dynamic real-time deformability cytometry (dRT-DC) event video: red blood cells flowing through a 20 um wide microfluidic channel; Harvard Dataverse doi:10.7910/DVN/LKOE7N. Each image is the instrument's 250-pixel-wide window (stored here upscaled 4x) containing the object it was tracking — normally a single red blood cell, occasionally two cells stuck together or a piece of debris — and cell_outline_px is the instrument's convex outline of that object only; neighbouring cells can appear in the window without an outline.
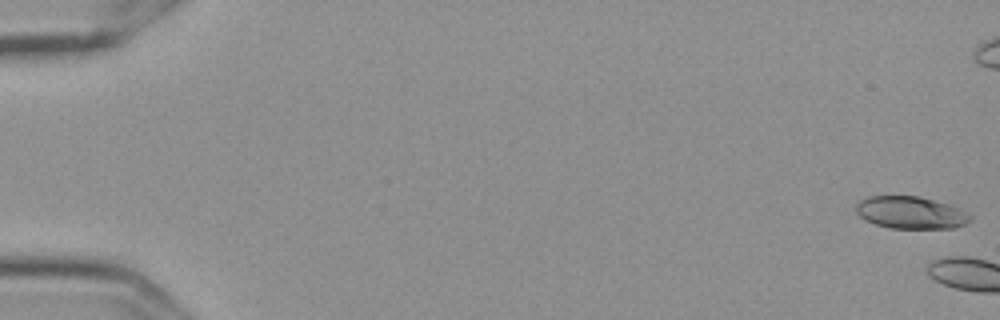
{"species": "Egyptian fruit bat (a non-hibernating species)", "species_latin": "Rousettus aegyptiacus", "temperature_condition": "cold", "stored_images_in_passage": 5, "camera_frame_rate_fps": 3000, "um_per_image_px": 0.085, "frame": {"image": 1, "passage_image": 1, "time_ms": 0.0, "image_size_px": [1000, 320], "cell_outline_px": [[972, 220], [956, 228], [888, 228], [864, 220], [856, 212], [856, 204], [860, 200], [868, 196], [920, 196], [948, 204], [960, 208], [972, 216]], "centroid_in_image_um": [77.42, 18.07], "position_along_channel_um": 7.6, "area_um2": 21.62}}